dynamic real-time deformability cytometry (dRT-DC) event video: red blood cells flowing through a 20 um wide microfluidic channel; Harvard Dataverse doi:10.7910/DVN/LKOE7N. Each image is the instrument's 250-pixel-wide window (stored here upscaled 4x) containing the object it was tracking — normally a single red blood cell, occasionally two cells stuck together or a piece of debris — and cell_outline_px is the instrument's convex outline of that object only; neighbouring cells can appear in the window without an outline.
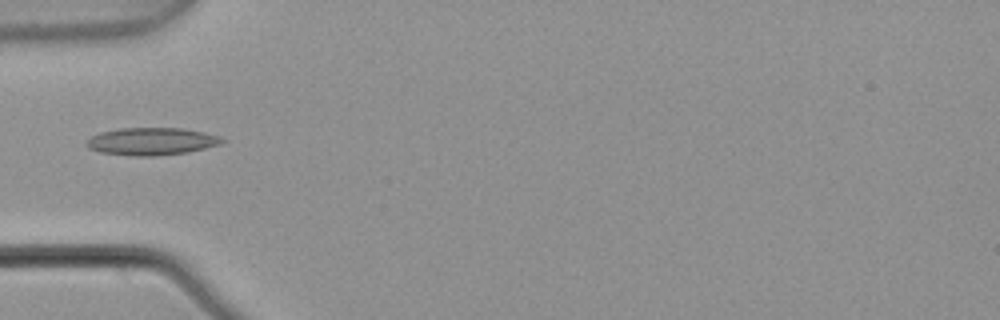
{"species": "common noctule bat (a hibernating species)", "species_latin": "Nyctalus noctula", "temperature_condition": "warm", "stored_images_in_passage": 4, "camera_frame_rate_fps": 3000, "um_per_image_px": 0.085, "animal": {"sex": "male", "body_mass_g": 21.5, "forearm_length_mm": 52.0}, "frame": {"image": 1, "passage_image": 4, "time_ms": 1.0, "image_size_px": [1000, 320], "cell_outline_px": [[224, 140], [220, 144], [188, 152], [156, 156], [132, 156], [100, 152], [88, 148], [84, 144], [92, 136], [100, 132], [120, 128], [184, 128], [204, 132], [220, 136]], "centroid_in_image_um": [12.87, 12.02], "position_along_channel_um": 72.1, "area_um2": 21.73}}